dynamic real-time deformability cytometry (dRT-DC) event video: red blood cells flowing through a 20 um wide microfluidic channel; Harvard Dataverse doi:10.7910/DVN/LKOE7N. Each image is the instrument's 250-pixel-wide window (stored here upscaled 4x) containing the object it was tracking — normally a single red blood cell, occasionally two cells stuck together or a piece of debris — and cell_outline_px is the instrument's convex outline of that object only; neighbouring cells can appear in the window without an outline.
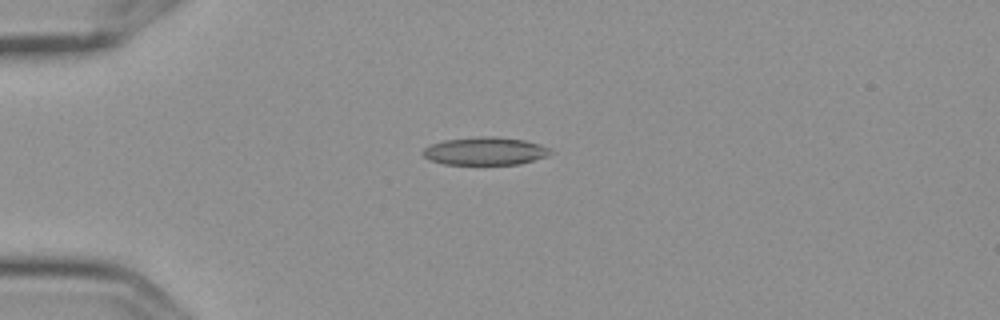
{"species": "Egyptian fruit bat (a non-hibernating species)", "species_latin": "Rousettus aegyptiacus", "temperature_condition": "cold", "stored_images_in_passage": 9, "camera_frame_rate_fps": 3000, "um_per_image_px": 0.085, "frame": {"image": 1, "passage_image": 4, "time_ms": 1.0, "image_size_px": [1000, 320], "cell_outline_px": [[552, 152], [548, 156], [520, 164], [444, 164], [428, 160], [420, 152], [424, 148], [432, 144], [444, 140], [480, 136], [496, 136], [524, 140], [540, 144], [552, 148]], "centroid_in_image_um": [41.25, 12.84], "position_along_channel_um": 43.8, "area_um2": 20.92}}
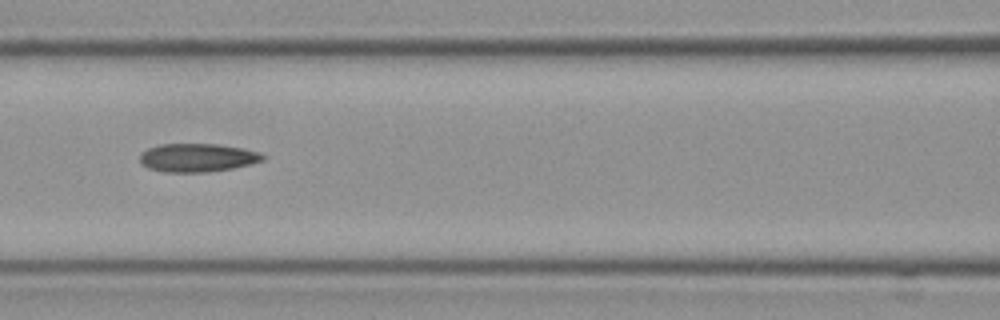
{"frame": {"image": 2, "passage_image": 7, "time_ms": 2.0, "image_size_px": [1000, 320], "cell_outline_px": [[264, 160], [232, 168], [204, 172], [164, 172], [148, 168], [140, 160], [140, 152], [148, 148], [160, 144], [220, 144], [244, 148], [260, 152], [264, 156]], "centroid_in_image_um": [16.77, 13.39], "position_along_channel_um": 149.8, "area_um2": 20.29}}
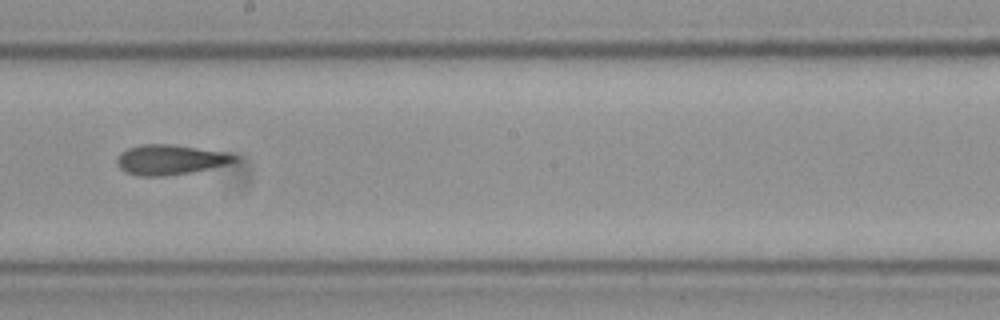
{"frame": {"image": 3, "passage_image": 9, "time_ms": 2.667, "image_size_px": [1000, 320], "cell_outline_px": [[236, 160], [224, 164], [192, 172], [164, 176], [136, 176], [120, 168], [116, 164], [116, 160], [120, 152], [128, 148], [140, 144], [172, 144], [224, 152], [236, 156]], "centroid_in_image_um": [14.37, 13.57], "position_along_channel_um": 233.8, "area_um2": 20.29}}